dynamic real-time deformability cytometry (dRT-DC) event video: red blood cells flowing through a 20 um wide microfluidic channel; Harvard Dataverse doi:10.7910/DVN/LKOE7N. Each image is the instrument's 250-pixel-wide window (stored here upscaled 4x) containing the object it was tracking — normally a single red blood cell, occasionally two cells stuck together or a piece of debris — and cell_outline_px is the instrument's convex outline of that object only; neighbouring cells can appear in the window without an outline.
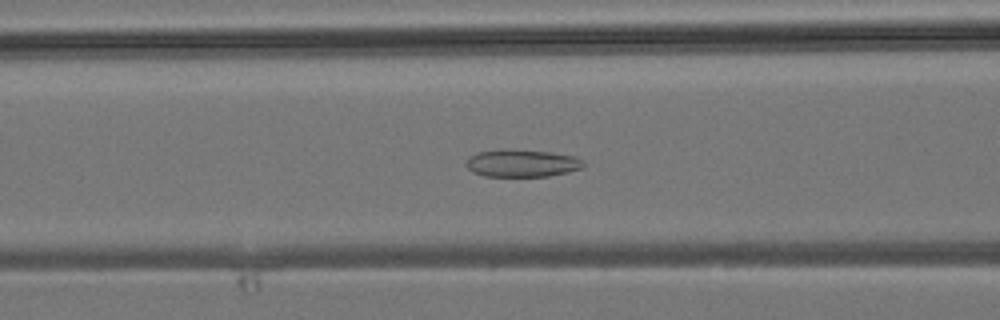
{"species": "common noctule bat (a hibernating species)", "species_latin": "Nyctalus noctula", "temperature_condition": "room temperature", "stored_images_in_passage": 43, "camera_frame_rate_fps": 3000, "um_per_image_px": 0.085, "animal": {"sex": "male", "body_mass_g": 19.2, "forearm_length_mm": 51.8}, "frame": {"image": 1, "passage_image": 16, "time_ms": 5.0, "image_size_px": [1000, 320], "cell_outline_px": [[584, 164], [580, 168], [568, 172], [548, 176], [484, 176], [472, 172], [468, 168], [468, 156], [476, 152], [500, 148], [504, 148], [552, 152], [576, 156], [584, 160]], "centroid_in_image_um": [44.36, 13.85], "position_along_channel_um": 122.2, "area_um2": 19.02}}
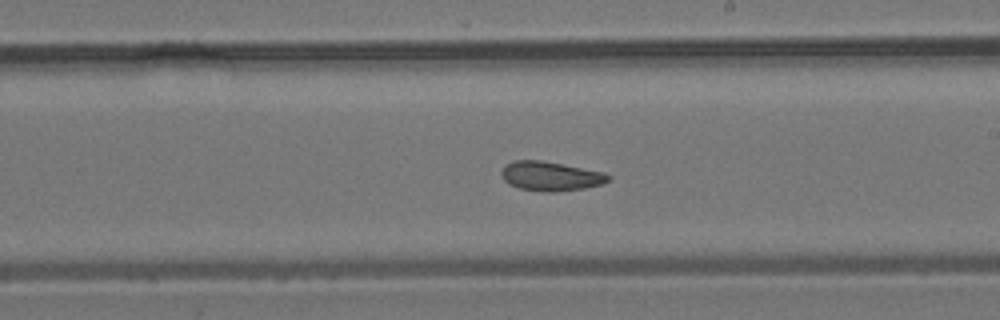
{"frame": {"image": 2, "passage_image": 24, "time_ms": 7.667, "image_size_px": [1000, 320], "cell_outline_px": [[612, 176], [608, 180], [600, 184], [584, 188], [552, 192], [548, 192], [520, 188], [508, 184], [504, 180], [500, 172], [508, 164], [516, 160], [540, 160], [604, 172]], "centroid_in_image_um": [46.8, 14.97], "position_along_channel_um": 242.2, "area_um2": 17.92}}
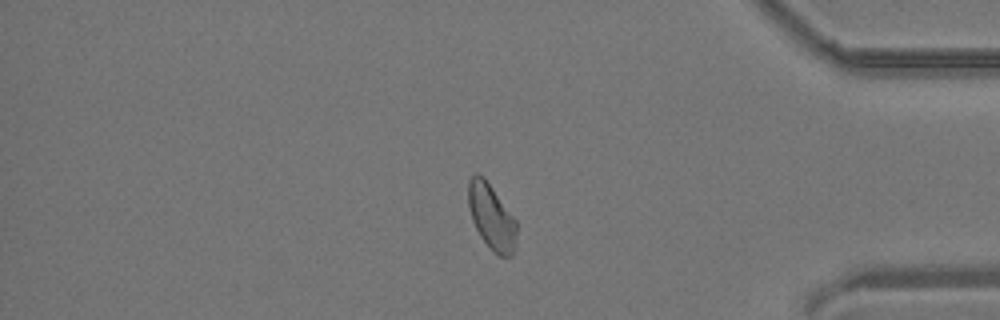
{"frame": {"image": 3, "passage_image": 36, "time_ms": 11.667, "image_size_px": [1000, 320], "cell_outline_px": [[516, 236], [512, 256], [500, 256], [480, 236], [472, 220], [468, 204], [468, 180], [476, 172], [484, 176], [516, 220]], "centroid_in_image_um": [41.76, 18.37], "position_along_channel_um": 393.4, "area_um2": 18.15}}